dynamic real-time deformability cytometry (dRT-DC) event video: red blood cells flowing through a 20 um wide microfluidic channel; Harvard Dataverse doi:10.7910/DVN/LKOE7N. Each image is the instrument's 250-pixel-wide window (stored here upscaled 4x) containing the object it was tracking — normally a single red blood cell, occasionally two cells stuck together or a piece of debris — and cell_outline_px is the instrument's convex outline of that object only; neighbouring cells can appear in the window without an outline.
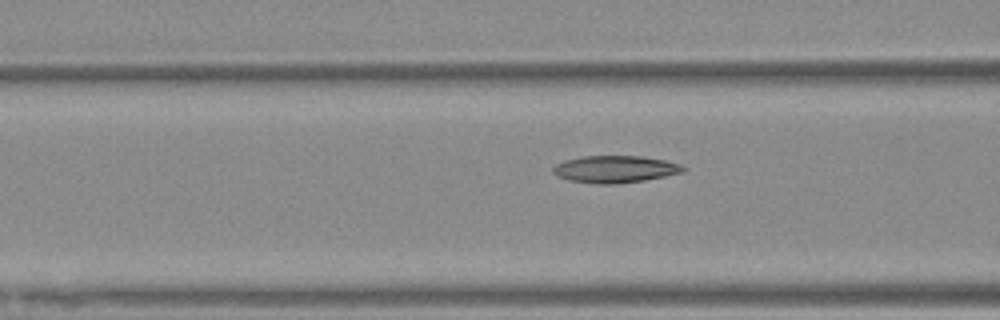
{"species": "Egyptian fruit bat (a non-hibernating species)", "species_latin": "Rousettus aegyptiacus", "temperature_condition": "warm", "stored_images_in_passage": 14, "camera_frame_rate_fps": 3000, "um_per_image_px": 0.085, "animal": {"sex": "female"}, "frame": {"image": 1, "passage_image": 12, "time_ms": 3.667, "image_size_px": [1000, 320], "cell_outline_px": [[688, 168], [684, 172], [644, 180], [616, 184], [596, 184], [568, 180], [552, 172], [552, 168], [556, 164], [564, 160], [580, 156], [640, 156], [664, 160], [680, 164]], "centroid_in_image_um": [52.28, 14.38], "position_along_channel_um": 114.3, "area_um2": 20.58}}